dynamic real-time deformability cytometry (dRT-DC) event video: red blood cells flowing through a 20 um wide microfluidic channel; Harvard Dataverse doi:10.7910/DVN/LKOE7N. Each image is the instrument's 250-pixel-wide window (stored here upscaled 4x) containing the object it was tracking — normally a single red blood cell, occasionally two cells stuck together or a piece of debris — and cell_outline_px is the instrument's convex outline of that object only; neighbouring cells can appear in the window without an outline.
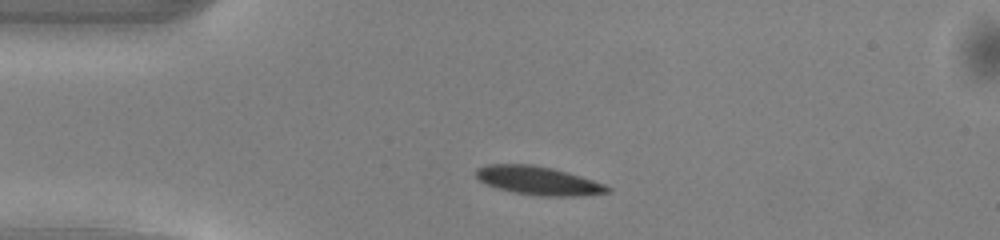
{"species": "common noctule bat (a hibernating species)", "species_latin": "Nyctalus noctula", "temperature_condition": "warm", "stored_images_in_passage": 38, "camera_frame_rate_fps": 3000, "um_per_image_px": 0.085, "animal": {"sex": "male", "body_mass_g": 13.0, "forearm_length_mm": 53.1}, "frame": {"image": 1, "passage_image": 5, "time_ms": 1.333, "image_size_px": [1000, 240], "cell_outline_px": [[612, 188], [608, 192], [580, 196], [540, 196], [516, 192], [496, 188], [480, 180], [476, 176], [476, 168], [488, 164], [532, 164], [552, 168], [568, 172], [604, 184]], "centroid_in_image_um": [45.75, 15.35], "position_along_channel_um": 39.2, "area_um2": 21.68}}
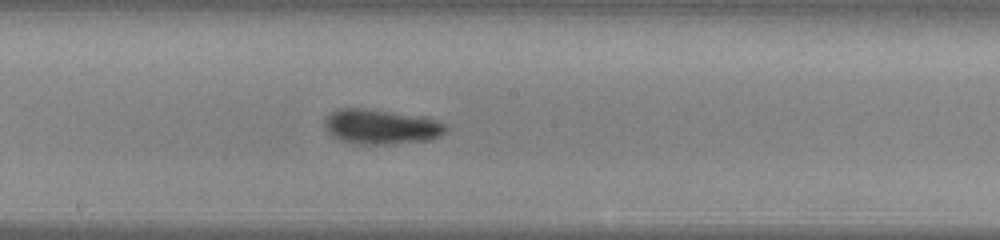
{"frame": {"image": 2, "passage_image": 20, "time_ms": 6.333, "image_size_px": [1000, 240], "cell_outline_px": [[448, 132], [440, 136], [428, 140], [388, 144], [360, 144], [340, 140], [332, 136], [328, 132], [324, 124], [324, 120], [332, 112], [340, 108], [364, 108], [420, 116], [436, 120], [444, 124], [448, 128]], "centroid_in_image_um": [32.4, 10.77], "position_along_channel_um": 215.8, "area_um2": 24.51}}
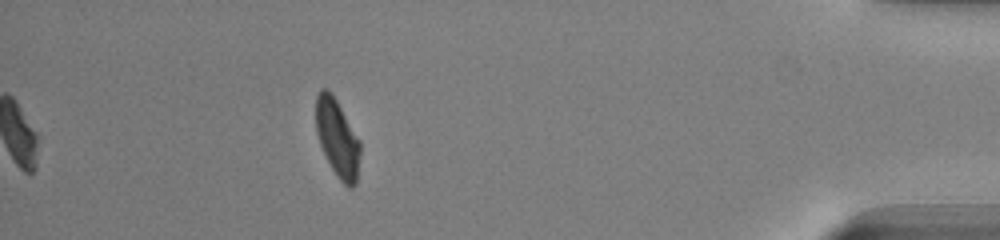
{"frame": {"image": 3, "passage_image": 38, "time_ms": 12.333, "image_size_px": [1000, 240], "cell_outline_px": [[360, 152], [356, 184], [352, 188], [348, 188], [336, 176], [320, 144], [316, 132], [316, 96], [320, 88], [328, 88], [332, 92], [360, 140]], "centroid_in_image_um": [28.68, 11.72], "position_along_channel_um": 406.5, "area_um2": 20.11}, "authors_computed_cell_mechanics": {"area_um2": 22.3108, "velocity_mm_per_s": 4.1004, "shape_relaxation_time_tau1_ms": 1.9719, "shape_relaxation_time_tau2_ms": 2.7048, "deformation_change_tau1": 0.1285, "deformation_change_tau2": 0.085}}